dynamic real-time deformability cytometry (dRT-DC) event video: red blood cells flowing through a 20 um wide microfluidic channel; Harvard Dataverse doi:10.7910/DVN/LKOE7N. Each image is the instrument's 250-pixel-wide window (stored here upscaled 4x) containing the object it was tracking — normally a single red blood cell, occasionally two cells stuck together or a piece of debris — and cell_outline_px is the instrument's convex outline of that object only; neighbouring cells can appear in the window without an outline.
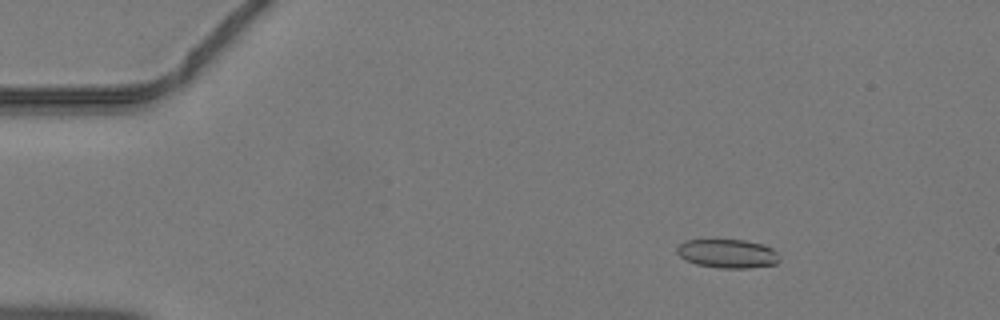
{"species": "common noctule bat (a hibernating species)", "species_latin": "Nyctalus noctula", "temperature_condition": "warm", "stored_images_in_passage": 46, "camera_frame_rate_fps": 3000, "um_per_image_px": 0.085, "animal": {"sex": "male", "body_mass_g": 19.2, "forearm_length_mm": 51.8}, "frame": {"image": 1, "passage_image": 7, "time_ms": 2.0, "image_size_px": [1000, 320], "cell_outline_px": [[780, 260], [776, 264], [748, 268], [720, 268], [696, 264], [684, 260], [676, 252], [676, 248], [684, 240], [744, 240], [764, 244], [772, 248], [780, 256]], "centroid_in_image_um": [61.85, 21.56], "position_along_channel_um": 23.2, "area_um2": 17.34}}
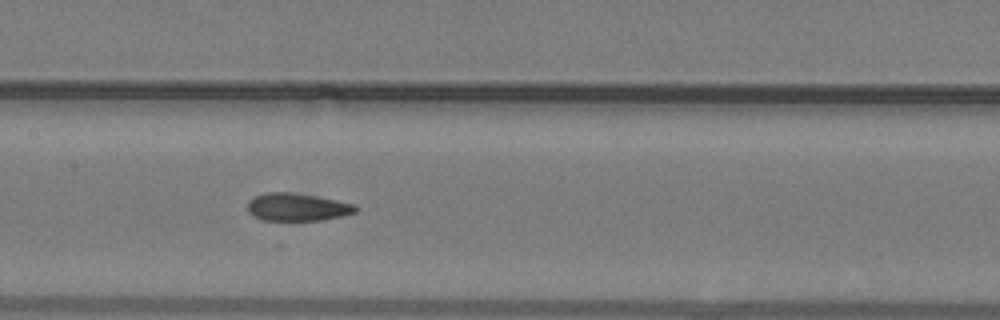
{"frame": {"image": 2, "passage_image": 23, "time_ms": 7.333, "image_size_px": [1000, 320], "cell_outline_px": [[356, 212], [344, 216], [320, 220], [260, 220], [252, 216], [248, 212], [248, 200], [264, 192], [288, 192], [316, 196], [356, 204]], "centroid_in_image_um": [25.24, 17.6], "position_along_channel_um": 182.2, "area_um2": 17.51}}
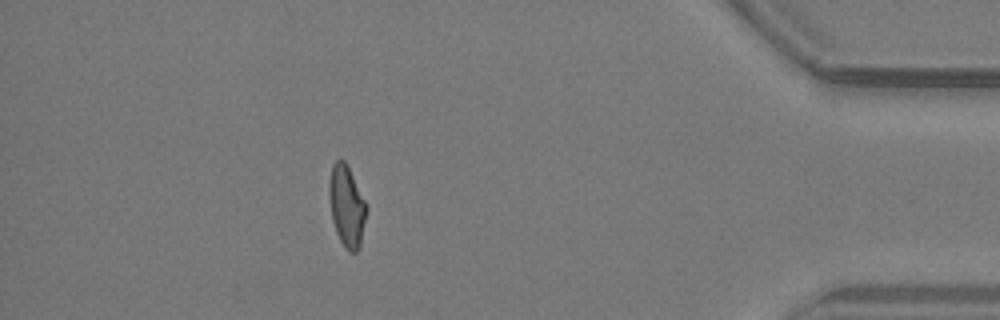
{"frame": {"image": 3, "passage_image": 41, "time_ms": 13.333, "image_size_px": [1000, 320], "cell_outline_px": [[364, 220], [360, 248], [356, 252], [348, 252], [344, 248], [336, 232], [332, 220], [328, 196], [328, 180], [332, 164], [336, 160], [344, 160], [348, 164], [364, 200]], "centroid_in_image_um": [29.41, 17.49], "position_along_channel_um": 405.8, "area_um2": 17.57}}